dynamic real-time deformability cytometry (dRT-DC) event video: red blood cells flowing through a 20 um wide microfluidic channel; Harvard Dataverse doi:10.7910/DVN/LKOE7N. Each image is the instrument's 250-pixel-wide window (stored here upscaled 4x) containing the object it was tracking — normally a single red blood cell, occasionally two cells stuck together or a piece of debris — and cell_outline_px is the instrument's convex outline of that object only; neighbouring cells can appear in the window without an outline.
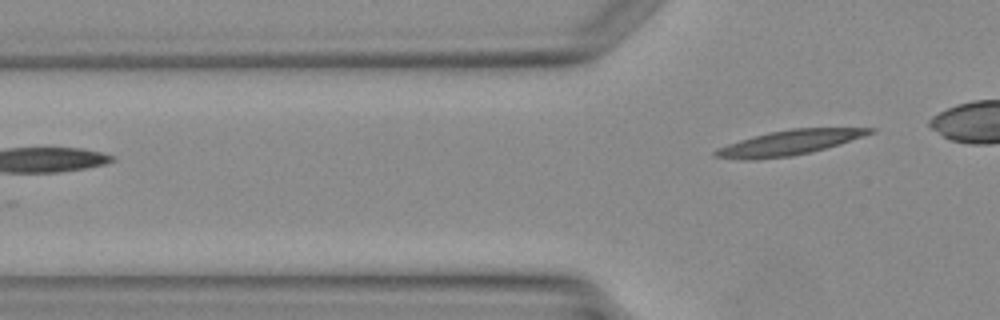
{"species": "Egyptian fruit bat (a non-hibernating species)", "species_latin": "Rousettus aegyptiacus", "temperature_condition": "warm", "stored_images_in_passage": 2, "camera_frame_rate_fps": 3000, "um_per_image_px": 0.085, "animal": {"sex": "female"}, "frame": {"image": 1, "passage_image": 2, "time_ms": 1.333, "image_size_px": [1000, 320], "cell_outline_px": [[876, 132], [812, 152], [792, 156], [756, 160], [740, 160], [712, 156], [712, 152], [716, 148], [752, 136], [768, 132], [792, 128], [876, 128]], "centroid_in_image_um": [67.01, 12.14], "position_along_channel_um": 58.8, "area_um2": 22.48}}